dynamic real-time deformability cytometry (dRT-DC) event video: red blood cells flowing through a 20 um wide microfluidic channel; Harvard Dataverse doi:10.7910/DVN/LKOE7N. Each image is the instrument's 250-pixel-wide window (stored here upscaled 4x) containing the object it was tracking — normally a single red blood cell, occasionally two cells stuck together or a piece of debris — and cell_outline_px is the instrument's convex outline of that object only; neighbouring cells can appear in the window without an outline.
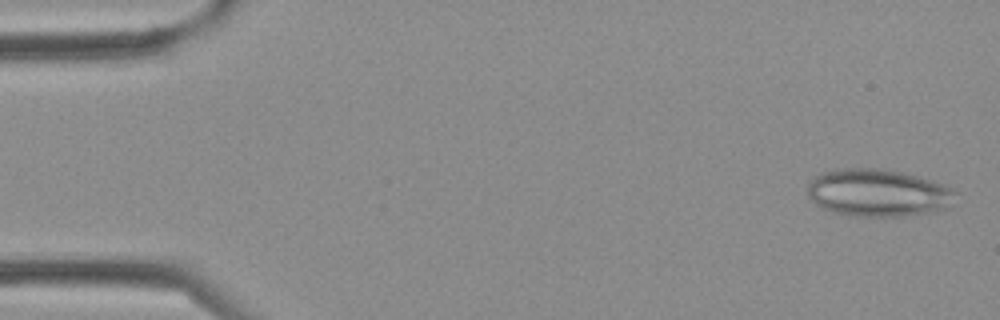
{"species": "Egyptian fruit bat (a non-hibernating species)", "species_latin": "Rousettus aegyptiacus", "temperature_condition": "cold", "stored_images_in_passage": 3, "camera_frame_rate_fps": 3000, "um_per_image_px": 0.085, "frame": {"image": 1, "passage_image": 1, "time_ms": 0.0, "image_size_px": [1000, 320], "cell_outline_px": [[956, 192], [948, 208], [932, 212], [904, 216], [848, 216], [832, 212], [820, 208], [808, 196], [808, 184], [820, 172], [836, 168], [880, 168], [904, 172], [952, 188]], "centroid_in_image_um": [74.58, 16.39], "position_along_channel_um": 10.4, "area_um2": 41.1}}